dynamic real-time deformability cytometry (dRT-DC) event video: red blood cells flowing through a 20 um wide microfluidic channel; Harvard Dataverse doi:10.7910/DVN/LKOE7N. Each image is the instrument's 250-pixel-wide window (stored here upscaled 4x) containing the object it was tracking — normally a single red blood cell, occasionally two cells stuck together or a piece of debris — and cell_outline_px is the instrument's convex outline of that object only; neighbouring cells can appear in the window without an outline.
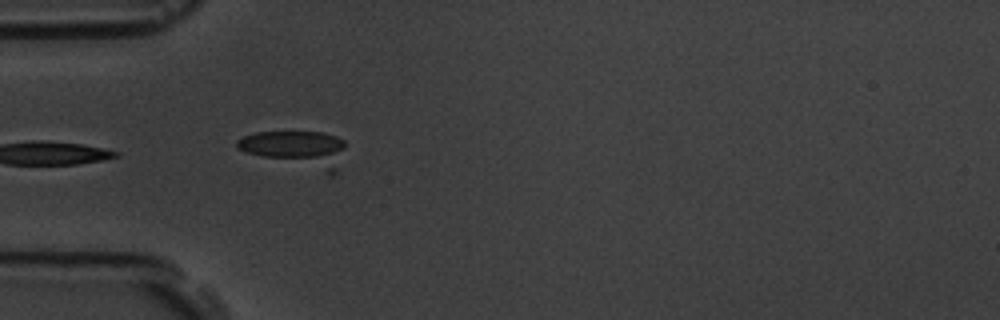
{"species": "common noctule bat (a hibernating species)", "species_latin": "Nyctalus noctula", "temperature_condition": "room temperature", "stored_images_in_passage": 7, "camera_frame_rate_fps": 3000, "um_per_image_px": 0.085, "animal": {"sex": "male", "body_mass_g": 19.5, "forearm_length_mm": 54.6}, "frame": {"image": 1, "passage_image": 6, "time_ms": 5.667, "image_size_px": [1000, 320], "cell_outline_px": [[344, 148], [336, 172], [332, 176], [248, 152], [236, 148], [236, 140], [244, 136], [256, 132], [324, 132], [336, 136], [344, 140]], "centroid_in_image_um": [25.25, 12.66], "position_along_channel_um": 59.7, "area_um2": 22.77}}